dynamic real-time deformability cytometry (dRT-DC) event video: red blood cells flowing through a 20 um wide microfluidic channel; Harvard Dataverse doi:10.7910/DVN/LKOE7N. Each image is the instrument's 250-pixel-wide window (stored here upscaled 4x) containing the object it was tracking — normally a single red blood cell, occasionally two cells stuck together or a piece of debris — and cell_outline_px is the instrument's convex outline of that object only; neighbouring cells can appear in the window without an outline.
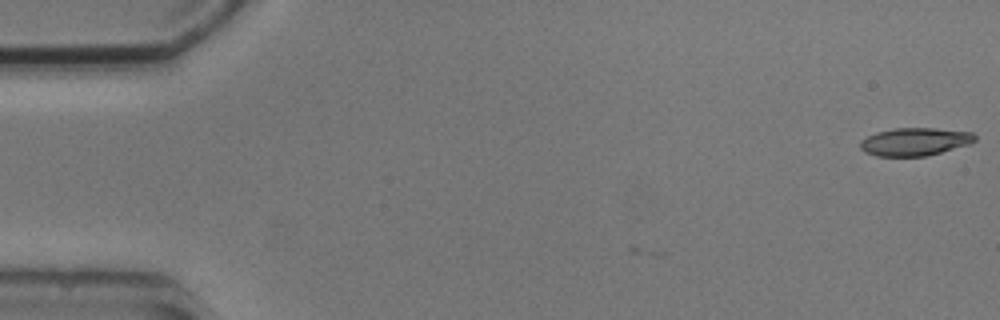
{"species": "common noctule bat (a hibernating species)", "species_latin": "Nyctalus noctula", "temperature_condition": "cold", "stored_images_in_passage": 7, "camera_frame_rate_fps": 3000, "um_per_image_px": 0.085, "animal": {"sex": "male", "body_mass_g": 20.5, "forearm_length_mm": 52.5}, "frame": {"image": 1, "passage_image": 1, "time_ms": 0.0, "image_size_px": [1000, 320], "cell_outline_px": [[976, 140], [968, 144], [928, 156], [876, 156], [864, 152], [860, 148], [860, 140], [876, 132], [896, 128], [936, 128], [972, 132], [976, 136]], "centroid_in_image_um": [77.74, 12.04], "position_along_channel_um": 7.3, "area_um2": 18.67}}
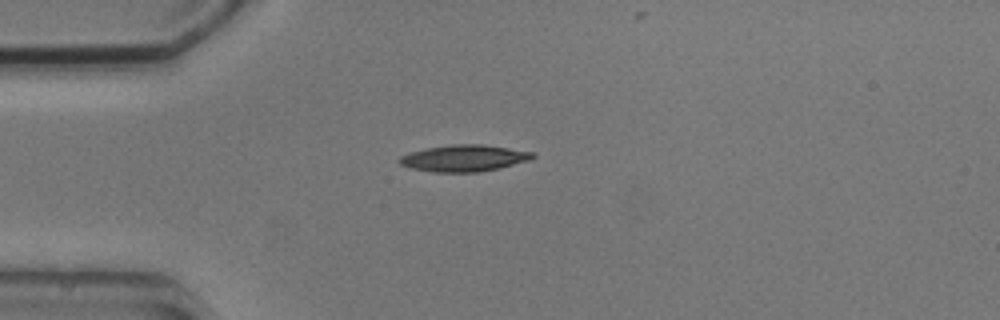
{"frame": {"image": 2, "passage_image": 4, "time_ms": 4.333, "image_size_px": [1000, 320], "cell_outline_px": [[536, 156], [528, 160], [496, 168], [476, 172], [432, 172], [408, 168], [400, 164], [396, 160], [400, 156], [408, 152], [424, 148], [452, 144], [480, 144], [536, 152]], "centroid_in_image_um": [39.35, 13.43], "position_along_channel_um": 45.6, "area_um2": 20.69}}